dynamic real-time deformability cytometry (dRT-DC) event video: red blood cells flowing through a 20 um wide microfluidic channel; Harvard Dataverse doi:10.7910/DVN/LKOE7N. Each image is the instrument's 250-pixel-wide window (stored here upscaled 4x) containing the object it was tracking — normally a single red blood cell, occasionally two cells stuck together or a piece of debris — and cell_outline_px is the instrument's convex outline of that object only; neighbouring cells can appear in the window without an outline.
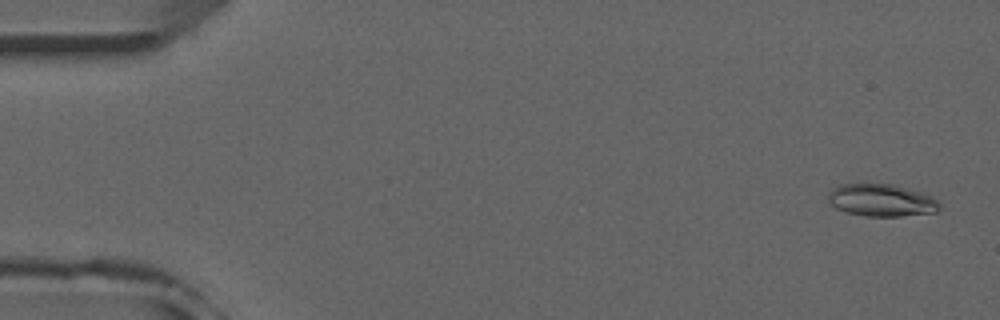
{"species": "common noctule bat (a hibernating species)", "species_latin": "Nyctalus noctula", "temperature_condition": "room temperature", "stored_images_in_passage": 52, "camera_frame_rate_fps": 3000, "um_per_image_px": 0.085, "animal": {"sex": "male", "forearm_length_mm": 52.5}, "frame": {"image": 1, "passage_image": 2, "time_ms": 0.333, "image_size_px": [1000, 320], "cell_outline_px": [[940, 208], [936, 212], [900, 216], [864, 216], [844, 212], [836, 208], [828, 200], [828, 192], [836, 184], [896, 184], [932, 196], [940, 204]], "centroid_in_image_um": [74.89, 17.01], "position_along_channel_um": 10.1, "area_um2": 21.15}}
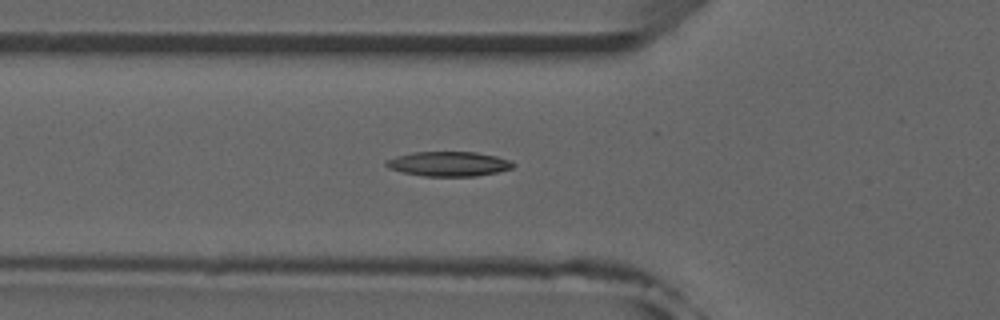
{"frame": {"image": 2, "passage_image": 18, "time_ms": 5.667, "image_size_px": [1000, 320], "cell_outline_px": [[516, 164], [512, 168], [496, 172], [476, 176], [424, 176], [400, 172], [388, 168], [384, 164], [384, 160], [396, 156], [412, 152], [476, 152], [496, 156], [512, 160]], "centroid_in_image_um": [38.11, 13.93], "position_along_channel_um": 87.7, "area_um2": 18.44}}
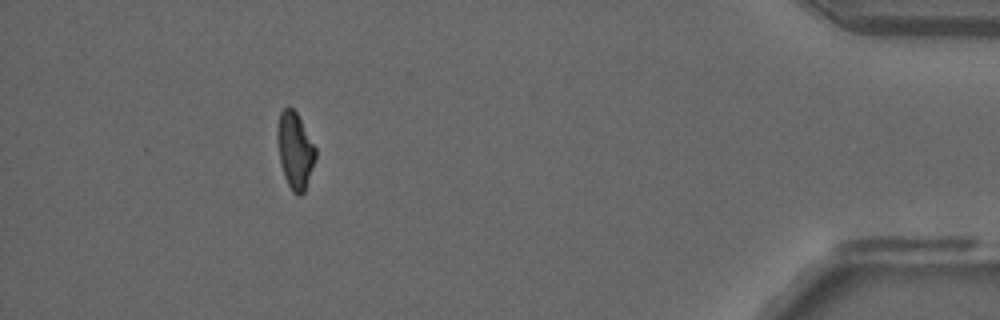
{"frame": {"image": 3, "passage_image": 47, "time_ms": 15.333, "image_size_px": [1000, 320], "cell_outline_px": [[316, 156], [304, 192], [300, 196], [296, 196], [292, 192], [284, 176], [280, 160], [276, 140], [276, 128], [280, 112], [288, 104], [296, 112], [316, 148]], "centroid_in_image_um": [25.05, 12.77], "position_along_channel_um": 410.2, "area_um2": 17.05}}